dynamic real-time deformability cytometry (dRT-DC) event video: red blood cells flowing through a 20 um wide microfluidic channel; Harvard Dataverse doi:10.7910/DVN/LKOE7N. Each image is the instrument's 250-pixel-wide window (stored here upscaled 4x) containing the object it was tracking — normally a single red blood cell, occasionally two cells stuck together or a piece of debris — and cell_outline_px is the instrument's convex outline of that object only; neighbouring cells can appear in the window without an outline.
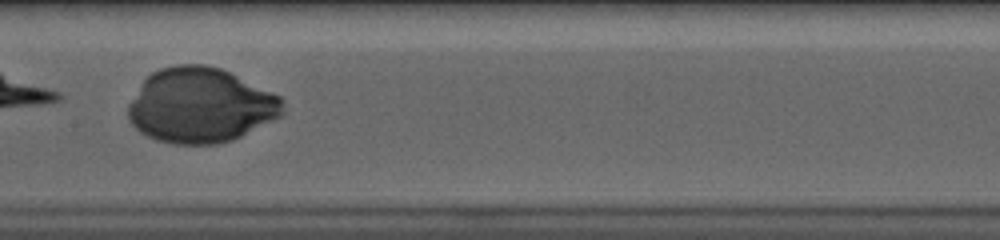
{"species": "human", "species_latin": "Homo sapiens", "temperature_condition": "cold", "stored_images_in_passage": 24, "camera_frame_rate_fps": 3000, "um_per_image_px": 0.085, "donor": {"sex": "male"}, "frame": {"image": 1, "passage_image": 11, "time_ms": 3.333, "image_size_px": [1000, 240], "cell_outline_px": [[284, 112], [280, 116], [232, 140], [216, 144], [172, 144], [156, 140], [140, 132], [128, 120], [128, 104], [140, 84], [152, 72], [160, 68], [176, 64], [204, 64], [220, 68], [280, 96], [284, 108]], "centroid_in_image_um": [17.0, 8.96], "position_along_channel_um": 190.4, "area_um2": 67.28}}